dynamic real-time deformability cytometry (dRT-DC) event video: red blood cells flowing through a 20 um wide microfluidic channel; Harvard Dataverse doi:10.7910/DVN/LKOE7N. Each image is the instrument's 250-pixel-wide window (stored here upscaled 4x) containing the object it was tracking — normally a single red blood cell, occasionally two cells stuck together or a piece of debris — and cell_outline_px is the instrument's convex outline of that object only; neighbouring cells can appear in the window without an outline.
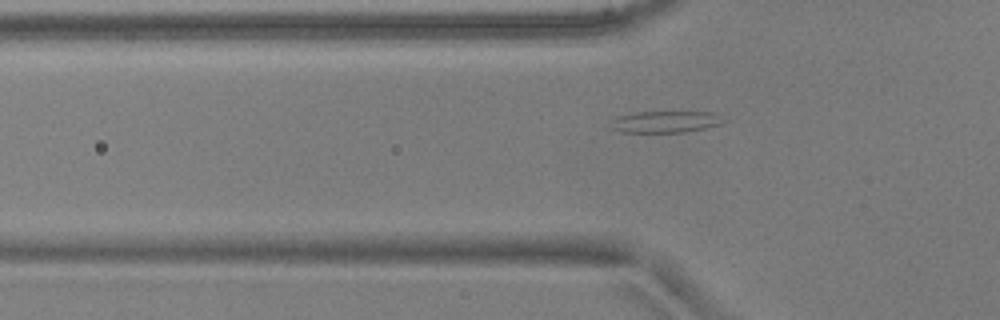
{"species": "common noctule bat (a hibernating species)", "species_latin": "Nyctalus noctula", "temperature_condition": "warm", "stored_images_in_passage": 33, "camera_frame_rate_fps": 3000, "um_per_image_px": 0.085, "animal": {"sex": "male", "body_mass_g": 17.9, "forearm_length_mm": 54.2}, "frame": {"image": 1, "passage_image": 5, "time_ms": 1.333, "image_size_px": [1000, 320], "cell_outline_px": [[728, 120], [720, 124], [704, 128], [684, 132], [620, 132], [612, 128], [612, 120], [616, 116], [636, 112], [712, 112]], "centroid_in_image_um": [56.57, 10.35], "position_along_channel_um": 69.2, "area_um2": 14.16}}
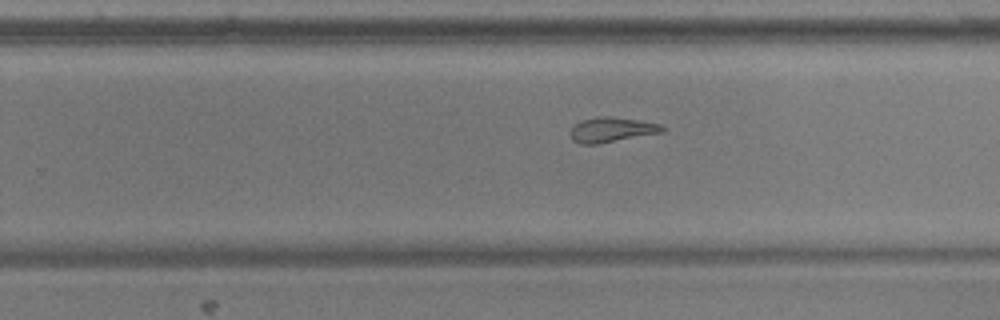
{"frame": {"image": 2, "passage_image": 21, "time_ms": 6.667, "image_size_px": [1000, 320], "cell_outline_px": [[664, 132], [596, 144], [580, 144], [572, 140], [568, 132], [580, 120], [604, 116], [640, 120], [660, 124], [664, 128]], "centroid_in_image_um": [51.96, 11.03], "position_along_channel_um": 277.8, "area_um2": 13.24}}
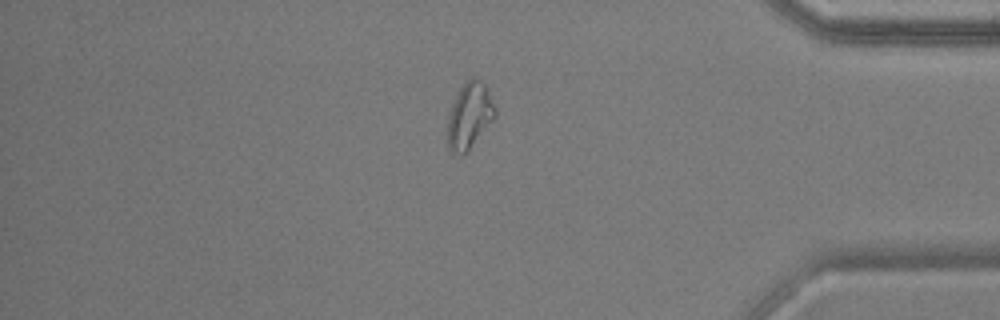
{"frame": {"image": 3, "passage_image": 32, "time_ms": 10.333, "image_size_px": [1000, 320], "cell_outline_px": [[496, 116], [468, 148], [460, 156], [452, 152], [448, 148], [448, 116], [452, 104], [460, 88], [468, 80], [476, 80], [484, 84], [496, 108]], "centroid_in_image_um": [39.89, 9.85], "position_along_channel_um": 395.3, "area_um2": 17.46}}